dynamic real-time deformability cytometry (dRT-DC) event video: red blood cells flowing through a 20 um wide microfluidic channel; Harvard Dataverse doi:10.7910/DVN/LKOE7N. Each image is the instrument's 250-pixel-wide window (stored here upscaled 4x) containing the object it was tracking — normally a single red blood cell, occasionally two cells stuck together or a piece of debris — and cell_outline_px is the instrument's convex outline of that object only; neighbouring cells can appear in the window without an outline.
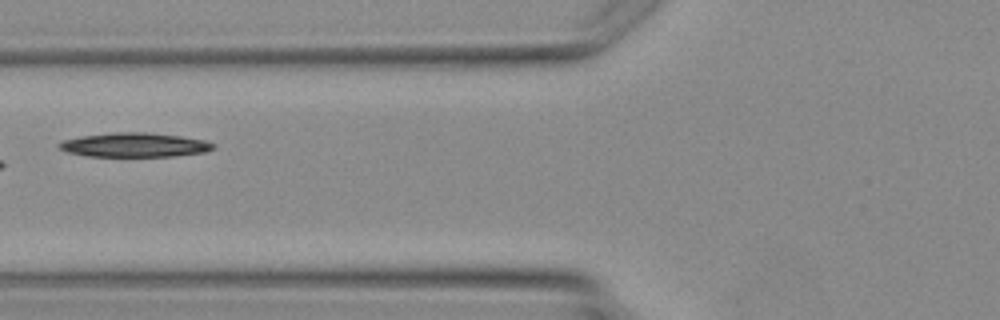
{"species": "Egyptian fruit bat (a non-hibernating species)", "species_latin": "Rousettus aegyptiacus", "temperature_condition": "warm", "stored_images_in_passage": 5, "camera_frame_rate_fps": 3000, "um_per_image_px": 0.085, "animal": {"sex": "female"}, "frame": {"image": 1, "passage_image": 5, "time_ms": 5.0, "image_size_px": [1000, 320], "cell_outline_px": [[216, 148], [208, 152], [172, 156], [88, 156], [68, 152], [60, 148], [56, 144], [64, 140], [84, 136], [112, 132], [148, 132], [180, 136], [204, 140], [216, 144]], "centroid_in_image_um": [11.5, 12.32], "position_along_channel_um": 114.3, "area_um2": 21.73}}